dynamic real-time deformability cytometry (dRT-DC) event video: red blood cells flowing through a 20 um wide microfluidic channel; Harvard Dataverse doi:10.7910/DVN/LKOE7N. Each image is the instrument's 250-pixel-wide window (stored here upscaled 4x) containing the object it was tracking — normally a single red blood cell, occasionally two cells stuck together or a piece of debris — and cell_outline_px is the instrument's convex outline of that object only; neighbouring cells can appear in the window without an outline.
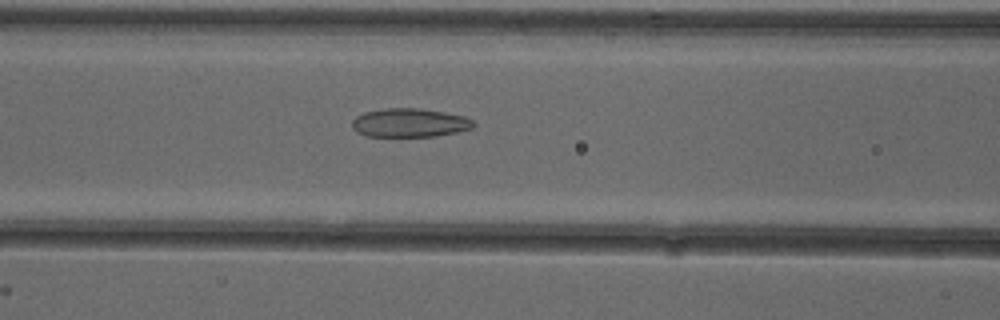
{"species": "common noctule bat (a hibernating species)", "species_latin": "Nyctalus noctula", "temperature_condition": "cold", "stored_images_in_passage": 52, "camera_frame_rate_fps": 3000, "um_per_image_px": 0.085, "animal": {"sex": "female"}, "frame": {"image": 1, "passage_image": 22, "time_ms": 7.0, "image_size_px": [1000, 320], "cell_outline_px": [[476, 124], [472, 128], [456, 132], [436, 136], [368, 136], [356, 132], [352, 128], [352, 120], [356, 116], [364, 112], [384, 108], [420, 108], [444, 112], [464, 116], [472, 120]], "centroid_in_image_um": [34.8, 10.43], "position_along_channel_um": 131.8, "area_um2": 20.35}}
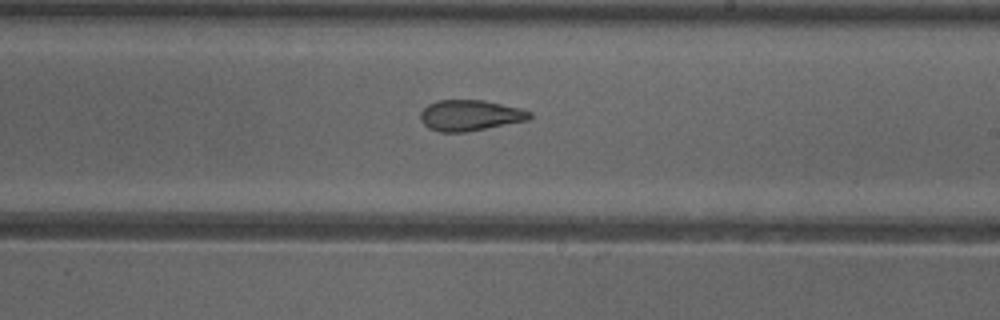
{"frame": {"image": 2, "passage_image": 31, "time_ms": 10.0, "image_size_px": [1000, 320], "cell_outline_px": [[532, 116], [528, 120], [468, 132], [440, 132], [428, 128], [420, 120], [420, 112], [428, 104], [440, 100], [484, 100], [520, 108], [532, 112]], "centroid_in_image_um": [39.95, 9.81], "position_along_channel_um": 249.0, "area_um2": 19.71}}
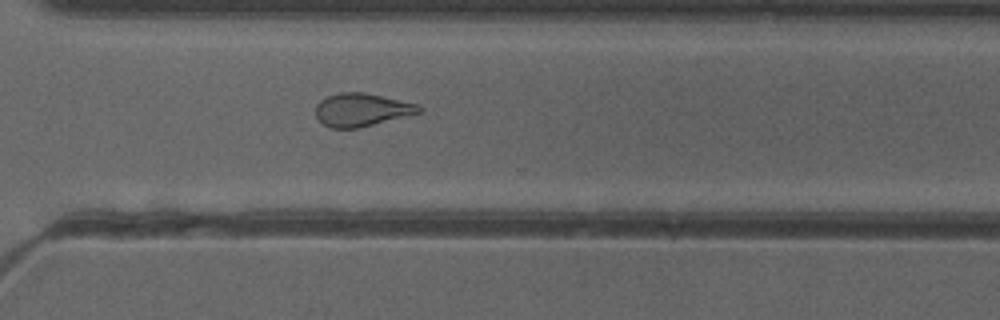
{"frame": {"image": 3, "passage_image": 38, "time_ms": 12.333, "image_size_px": [1000, 320], "cell_outline_px": [[424, 112], [408, 116], [356, 128], [332, 128], [324, 124], [316, 116], [316, 104], [320, 100], [328, 96], [340, 92], [364, 92], [416, 104], [424, 108]], "centroid_in_image_um": [30.76, 9.33], "position_along_channel_um": 339.8, "area_um2": 19.77}, "authors_computed_cell_mechanics": {"area_um2": 21.9929, "velocity_mm_per_s": 3.9113, "shape_relaxation_time_tau1_ms": null, "shape_relaxation_time_tau2_ms": 2.4577, "deformation_change_tau1": null, "deformation_change_tau2": 0.1013}}